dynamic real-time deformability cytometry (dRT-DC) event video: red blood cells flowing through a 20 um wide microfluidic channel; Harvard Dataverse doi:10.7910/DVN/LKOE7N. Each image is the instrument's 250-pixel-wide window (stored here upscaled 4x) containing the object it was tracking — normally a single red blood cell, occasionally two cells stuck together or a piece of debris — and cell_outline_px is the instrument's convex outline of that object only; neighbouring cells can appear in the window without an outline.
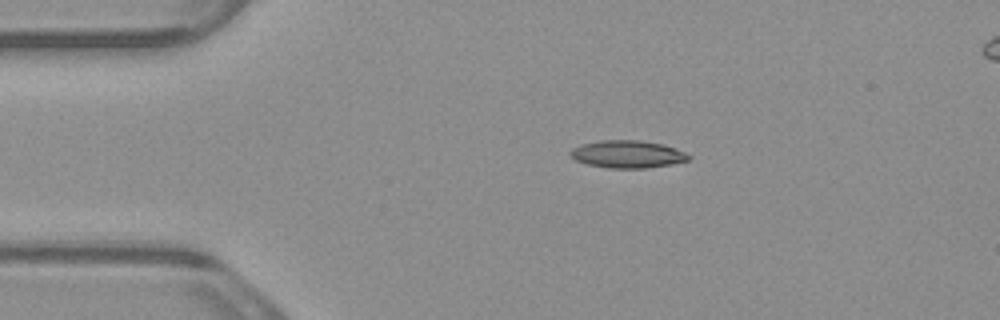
{"species": "common noctule bat (a hibernating species)", "species_latin": "Nyctalus noctula", "temperature_condition": "warm", "stored_images_in_passage": 4, "camera_frame_rate_fps": 3000, "um_per_image_px": 0.085, "animal": {"sex": "male", "body_mass_g": 23.1, "forearm_length_mm": 52.7}, "frame": {"image": 1, "passage_image": 1, "time_ms": 0.0, "image_size_px": [1000, 320], "cell_outline_px": [[692, 156], [688, 160], [668, 164], [644, 168], [608, 168], [588, 164], [576, 160], [568, 152], [572, 148], [580, 144], [600, 140], [640, 140], [664, 144], [684, 152]], "centroid_in_image_um": [53.3, 13.09], "position_along_channel_um": 31.7, "area_um2": 18.84}}
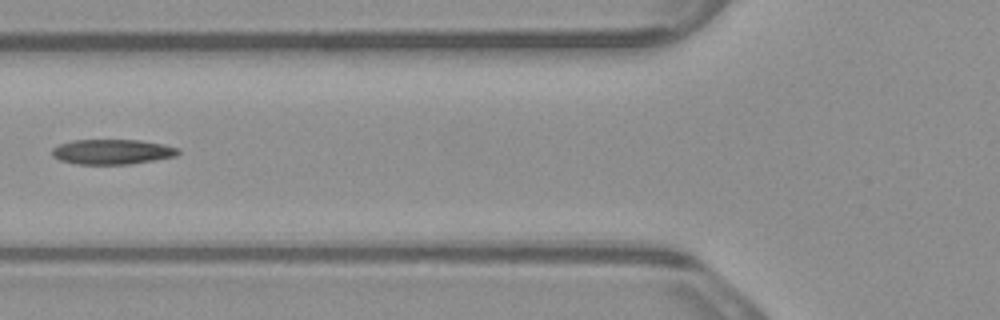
{"frame": {"image": 2, "passage_image": 3, "time_ms": 0.667, "image_size_px": [1000, 320], "cell_outline_px": [[180, 152], [176, 156], [132, 164], [76, 164], [60, 160], [52, 156], [52, 148], [60, 144], [72, 140], [140, 140], [164, 144], [180, 148]], "centroid_in_image_um": [9.56, 12.9], "position_along_channel_um": 116.2, "area_um2": 18.5}}
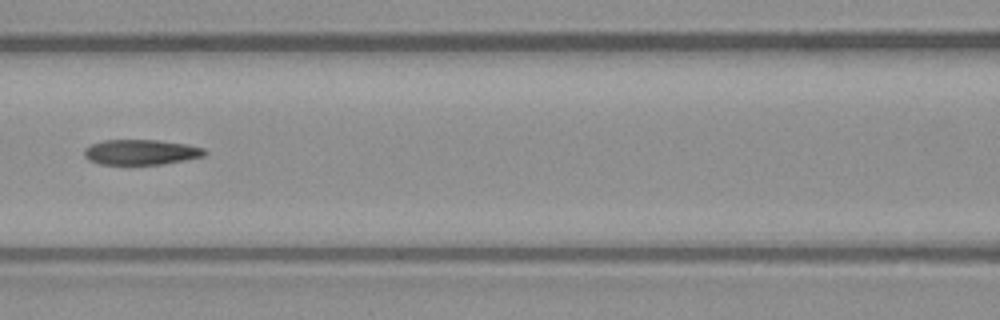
{"frame": {"image": 3, "passage_image": 4, "time_ms": 1.0, "image_size_px": [1000, 320], "cell_outline_px": [[208, 152], [204, 156], [164, 164], [100, 164], [88, 160], [84, 156], [84, 148], [92, 144], [104, 140], [156, 140], [188, 144], [204, 148]], "centroid_in_image_um": [11.99, 12.93], "position_along_channel_um": 154.6, "area_um2": 17.74}}